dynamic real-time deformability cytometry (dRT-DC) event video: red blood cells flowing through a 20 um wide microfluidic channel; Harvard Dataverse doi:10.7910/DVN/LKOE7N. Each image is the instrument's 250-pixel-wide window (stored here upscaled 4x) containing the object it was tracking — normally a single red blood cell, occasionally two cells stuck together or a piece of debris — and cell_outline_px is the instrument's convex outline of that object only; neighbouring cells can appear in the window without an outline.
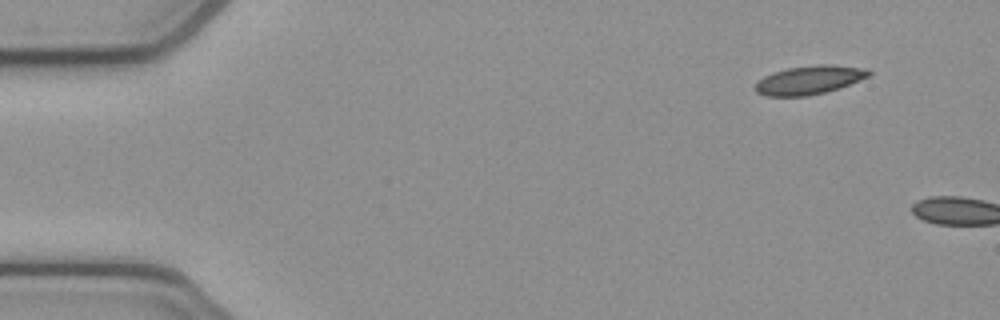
{"species": "common noctule bat (a hibernating species)", "species_latin": "Nyctalus noctula", "temperature_condition": "cold", "stored_images_in_passage": 3, "camera_frame_rate_fps": 3000, "um_per_image_px": 0.085, "animal": {"sex": "female", "body_mass_g": 21.9}, "frame": {"image": 1, "passage_image": 1, "time_ms": 0.0, "image_size_px": [1000, 320], "cell_outline_px": [[872, 72], [868, 76], [860, 80], [840, 88], [808, 96], [764, 96], [756, 92], [752, 88], [764, 76], [788, 68], [820, 64], [828, 64], [868, 68]], "centroid_in_image_um": [68.8, 6.8], "position_along_channel_um": 16.2, "area_um2": 18.96}}